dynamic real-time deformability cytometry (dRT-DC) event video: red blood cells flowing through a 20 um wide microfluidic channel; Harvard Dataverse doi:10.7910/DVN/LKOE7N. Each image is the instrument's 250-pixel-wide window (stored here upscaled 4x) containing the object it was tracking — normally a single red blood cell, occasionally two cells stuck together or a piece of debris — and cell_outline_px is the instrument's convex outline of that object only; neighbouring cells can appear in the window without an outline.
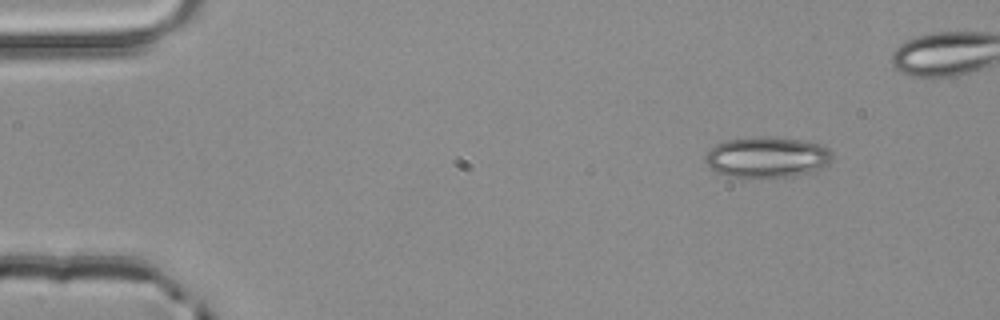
{"species": "common noctule bat (a hibernating species)", "species_latin": "Nyctalus noctula", "temperature_condition": "room temperature", "stored_images_in_passage": 4, "camera_frame_rate_fps": 3000, "um_per_image_px": 0.085, "animal": {"sex": "male", "body_mass_g": 20.4}, "frame": {"image": 1, "passage_image": 1, "time_ms": 0.0, "image_size_px": [1000, 320], "cell_outline_px": [[832, 160], [824, 168], [816, 172], [792, 176], [724, 176], [708, 168], [704, 160], [704, 156], [716, 144], [728, 140], [760, 136], [764, 136], [800, 140], [816, 144], [828, 148], [832, 152]], "centroid_in_image_um": [65.2, 13.37], "position_along_channel_um": 19.8, "area_um2": 30.11}}